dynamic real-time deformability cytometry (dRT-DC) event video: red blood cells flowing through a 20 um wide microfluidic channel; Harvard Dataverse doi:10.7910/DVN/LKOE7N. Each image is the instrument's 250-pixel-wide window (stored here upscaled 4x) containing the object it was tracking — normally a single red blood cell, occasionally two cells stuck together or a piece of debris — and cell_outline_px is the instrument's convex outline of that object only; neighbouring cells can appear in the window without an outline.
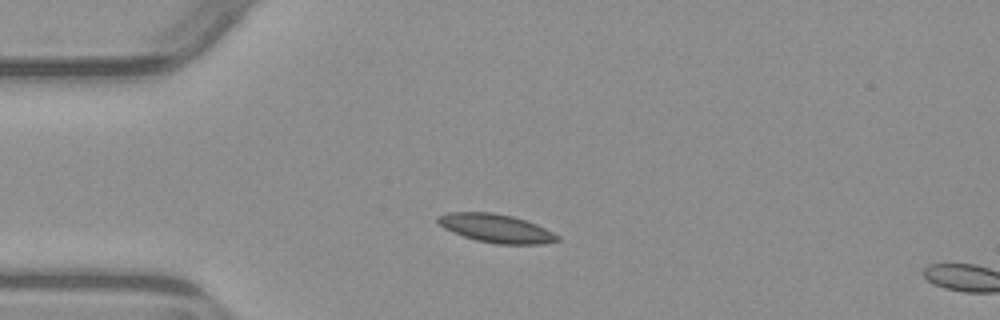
{"species": "common noctule bat (a hibernating species)", "species_latin": "Nyctalus noctula", "temperature_condition": "warm", "stored_images_in_passage": 4, "camera_frame_rate_fps": 3000, "um_per_image_px": 0.085, "animal": {"sex": "male", "body_mass_g": 23.1, "forearm_length_mm": 52.7}, "frame": {"image": 1, "passage_image": 3, "time_ms": 2.333, "image_size_px": [1000, 320], "cell_outline_px": [[560, 240], [544, 244], [496, 244], [476, 240], [452, 232], [444, 228], [436, 220], [436, 216], [448, 212], [492, 212], [512, 216], [536, 224], [560, 236]], "centroid_in_image_um": [42.15, 19.41], "position_along_channel_um": 42.8, "area_um2": 19.83}}